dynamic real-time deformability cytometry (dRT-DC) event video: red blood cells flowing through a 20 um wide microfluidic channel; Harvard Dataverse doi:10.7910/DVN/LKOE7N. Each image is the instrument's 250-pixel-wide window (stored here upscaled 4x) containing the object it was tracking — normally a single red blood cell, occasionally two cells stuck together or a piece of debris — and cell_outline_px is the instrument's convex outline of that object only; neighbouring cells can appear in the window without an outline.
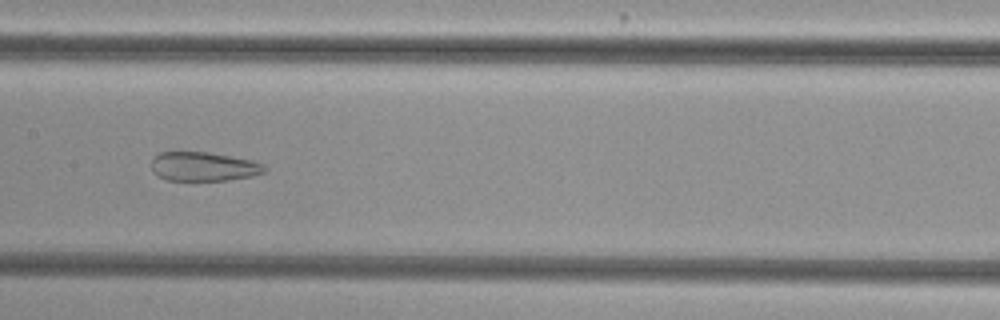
{"species": "common noctule bat (a hibernating species)", "species_latin": "Nyctalus noctula", "temperature_condition": "cold", "stored_images_in_passage": 41, "camera_frame_rate_fps": 3000, "um_per_image_px": 0.085, "animal": {"sex": "female", "body_mass_g": 29.2, "forearm_length_mm": 56.3}, "frame": {"image": 1, "passage_image": 19, "time_ms": 6.0, "image_size_px": [1000, 320], "cell_outline_px": [[268, 168], [264, 172], [252, 176], [228, 180], [168, 180], [156, 176], [152, 172], [152, 156], [160, 152], [208, 152], [252, 160], [264, 164]], "centroid_in_image_um": [17.29, 14.15], "position_along_channel_um": 190.1, "area_um2": 19.31}}
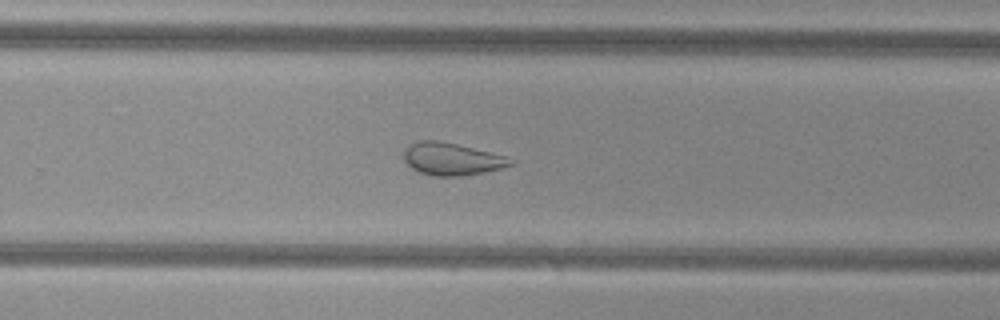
{"frame": {"image": 2, "passage_image": 27, "time_ms": 8.667, "image_size_px": [1000, 320], "cell_outline_px": [[516, 160], [512, 164], [500, 168], [484, 172], [460, 176], [432, 176], [420, 172], [412, 168], [404, 160], [404, 148], [408, 144], [420, 140], [440, 140], [504, 156]], "centroid_in_image_um": [38.35, 13.51], "position_along_channel_um": 291.5, "area_um2": 20.0}}
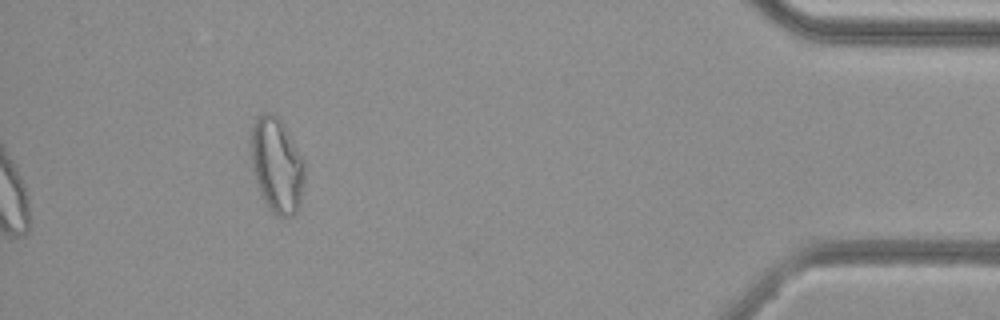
{"frame": {"image": 3, "passage_image": 41, "time_ms": 13.333, "image_size_px": [1000, 320], "cell_outline_px": [[304, 180], [300, 204], [296, 212], [292, 216], [280, 216], [272, 212], [268, 208], [260, 196], [252, 172], [252, 128], [256, 120], [264, 112], [272, 112], [280, 120], [304, 160]], "centroid_in_image_um": [23.53, 14.1], "position_along_channel_um": 411.7, "area_um2": 29.48}, "authors_computed_cell_mechanics": {"area_um2": 26.9348, "velocity_mm_per_s": 3.8051, "shape_relaxation_time_tau1_ms": null, "shape_relaxation_time_tau2_ms": 1.8682, "deformation_change_tau1": null, "deformation_change_tau2": 0.1033}}